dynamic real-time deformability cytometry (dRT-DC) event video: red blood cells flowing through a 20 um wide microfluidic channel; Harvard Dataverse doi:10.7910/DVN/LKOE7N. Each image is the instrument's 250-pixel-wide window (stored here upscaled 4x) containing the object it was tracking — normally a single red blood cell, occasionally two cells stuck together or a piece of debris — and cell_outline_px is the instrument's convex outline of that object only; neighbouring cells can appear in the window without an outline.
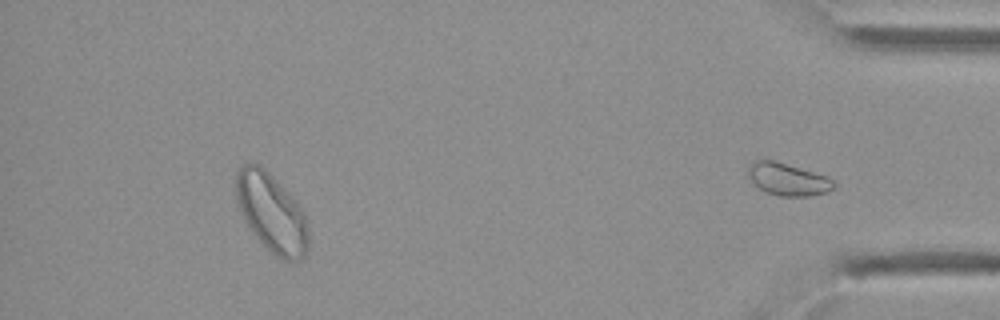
{"species": "Egyptian fruit bat (a non-hibernating species)", "species_latin": "Rousettus aegyptiacus", "temperature_condition": "cold", "stored_images_in_passage": 33, "segment_of_instrument_passage": [2, 2], "camera_frame_rate_fps": 3000, "um_per_image_px": 0.085, "animal": {"sex": "female"}, "frame": {"image": 1, "passage_image": 33, "time_ms": 10.667, "image_size_px": [1000, 320], "cell_outline_px": [[836, 188], [812, 196], [780, 196], [768, 192], [760, 188], [748, 176], [748, 168], [756, 160], [772, 160], [828, 176], [836, 180]], "centroid_in_image_um": [67.04, 15.25], "position_along_channel_um": 368.2, "area_um2": 15.95}}